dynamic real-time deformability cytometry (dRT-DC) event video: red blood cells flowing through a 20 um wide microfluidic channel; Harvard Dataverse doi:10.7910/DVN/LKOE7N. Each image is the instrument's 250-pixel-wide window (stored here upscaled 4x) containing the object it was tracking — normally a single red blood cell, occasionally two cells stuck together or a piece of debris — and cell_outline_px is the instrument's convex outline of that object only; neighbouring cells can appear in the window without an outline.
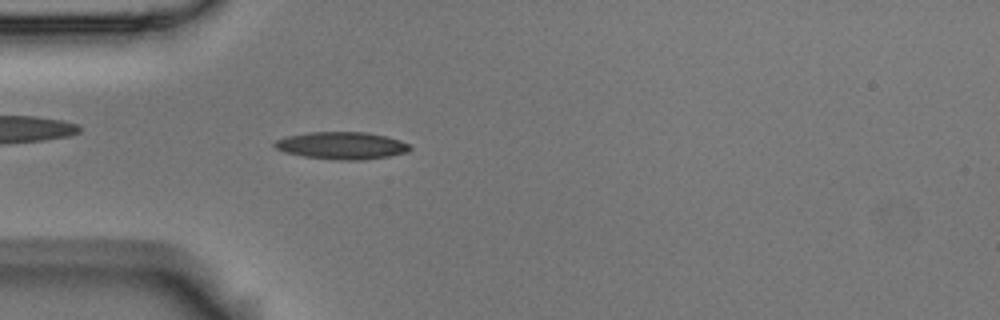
{"species": "Egyptian fruit bat (a non-hibernating species)", "species_latin": "Rousettus aegyptiacus", "temperature_condition": "room temperature", "stored_images_in_passage": 4, "camera_frame_rate_fps": 3000, "um_per_image_px": 0.085, "animal": {"sex": "male"}, "frame": {"image": 1, "passage_image": 4, "time_ms": 1.0, "image_size_px": [1000, 320], "cell_outline_px": [[412, 148], [408, 152], [388, 156], [360, 160], [344, 160], [304, 156], [284, 152], [276, 148], [272, 144], [276, 140], [288, 136], [308, 132], [368, 132], [400, 140], [408, 144]], "centroid_in_image_um": [29.05, 12.36], "position_along_channel_um": 56.0, "area_um2": 21.33}}